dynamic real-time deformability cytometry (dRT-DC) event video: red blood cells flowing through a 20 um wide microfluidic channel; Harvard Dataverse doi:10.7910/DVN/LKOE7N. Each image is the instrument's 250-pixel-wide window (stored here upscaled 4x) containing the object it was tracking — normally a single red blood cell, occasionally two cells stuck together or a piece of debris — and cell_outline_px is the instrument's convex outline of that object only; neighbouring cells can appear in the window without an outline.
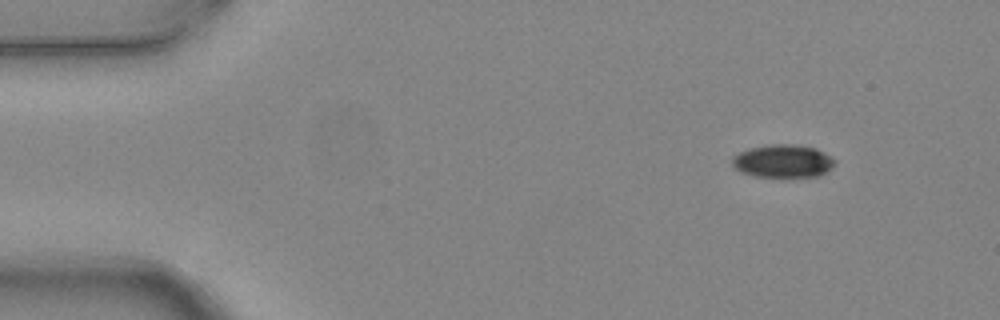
{"species": "common noctule bat (a hibernating species)", "species_latin": "Nyctalus noctula", "temperature_condition": "warm", "stored_images_in_passage": 6, "segment_of_instrument_passage": [2, 2], "camera_frame_rate_fps": 3000, "um_per_image_px": 0.085, "animal": {"sex": "female", "body_mass_g": 24.6, "forearm_length_mm": 56.2}, "frame": {"image": 1, "passage_image": 6, "time_ms": 1.667, "image_size_px": [1000, 320], "cell_outline_px": [[836, 164], [832, 168], [820, 176], [752, 176], [740, 172], [732, 164], [732, 156], [748, 148], [772, 144], [792, 144], [816, 148], [832, 156], [836, 160]], "centroid_in_image_um": [66.57, 13.68], "position_along_channel_um": 18.4, "area_um2": 19.83}}